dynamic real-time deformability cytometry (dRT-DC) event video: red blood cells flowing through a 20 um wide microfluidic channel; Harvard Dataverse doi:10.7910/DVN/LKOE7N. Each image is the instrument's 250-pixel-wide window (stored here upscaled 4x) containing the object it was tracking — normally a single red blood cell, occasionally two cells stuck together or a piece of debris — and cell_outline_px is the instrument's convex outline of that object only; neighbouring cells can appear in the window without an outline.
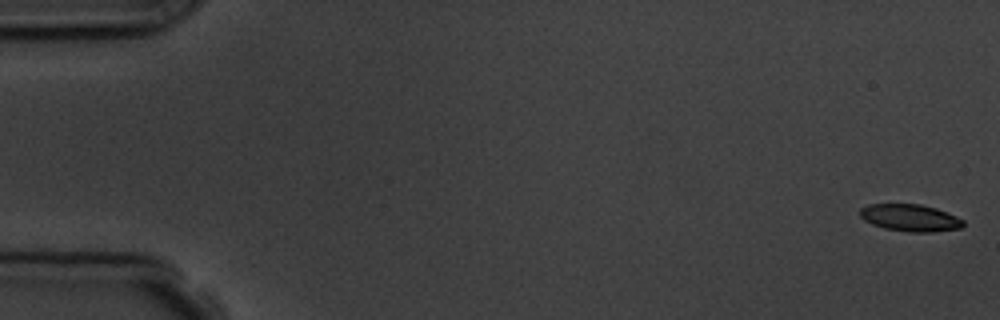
{"species": "common noctule bat (a hibernating species)", "species_latin": "Nyctalus noctula", "temperature_condition": "room temperature", "stored_images_in_passage": 6, "camera_frame_rate_fps": 3000, "um_per_image_px": 0.085, "animal": {"sex": "male", "body_mass_g": 19.5, "forearm_length_mm": 54.6}, "frame": {"image": 1, "passage_image": 1, "time_ms": 0.0, "image_size_px": [1000, 320], "cell_outline_px": [[964, 224], [960, 228], [932, 232], [908, 232], [884, 228], [872, 224], [864, 220], [860, 216], [860, 208], [868, 204], [920, 204], [936, 208], [956, 216], [964, 220]], "centroid_in_image_um": [77.35, 18.51], "position_along_channel_um": 7.6, "area_um2": 16.3}}
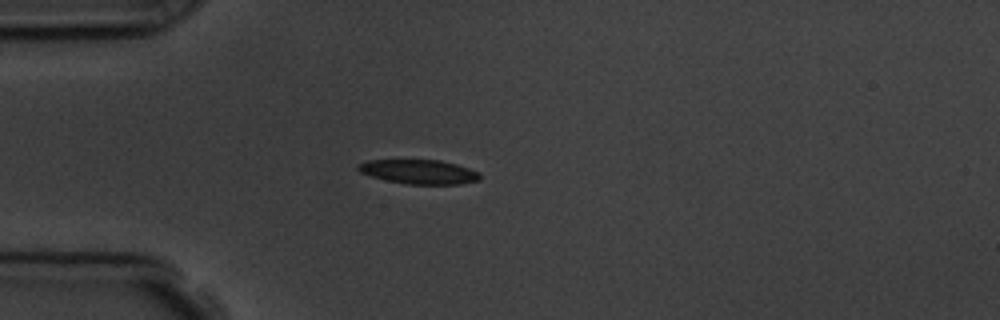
{"frame": {"image": 2, "passage_image": 5, "time_ms": 4.667, "image_size_px": [1000, 320], "cell_outline_px": [[480, 180], [460, 184], [408, 184], [384, 180], [360, 172], [356, 168], [360, 164], [368, 160], [440, 160], [456, 164], [480, 172]], "centroid_in_image_um": [35.63, 14.6], "position_along_channel_um": 49.4, "area_um2": 17.17}}